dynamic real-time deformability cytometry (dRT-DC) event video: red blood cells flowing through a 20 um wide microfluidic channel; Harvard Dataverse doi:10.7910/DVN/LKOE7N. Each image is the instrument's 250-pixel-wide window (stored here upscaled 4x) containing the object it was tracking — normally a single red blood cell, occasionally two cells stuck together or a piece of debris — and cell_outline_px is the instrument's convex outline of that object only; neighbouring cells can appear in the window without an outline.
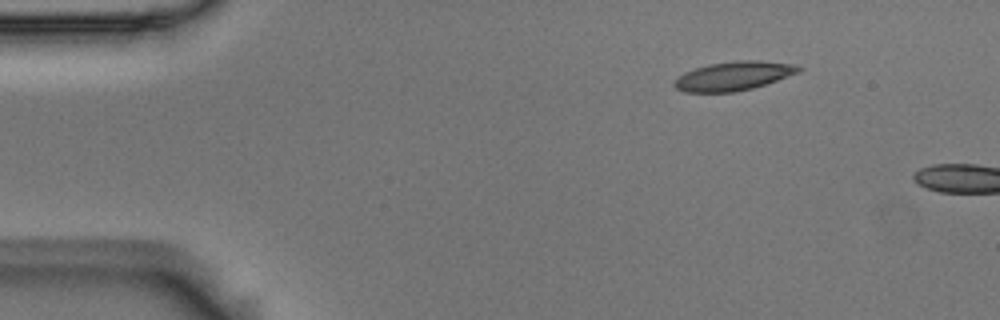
{"species": "Egyptian fruit bat (a non-hibernating species)", "species_latin": "Rousettus aegyptiacus", "temperature_condition": "room temperature", "stored_images_in_passage": 3, "camera_frame_rate_fps": 3000, "um_per_image_px": 0.085, "animal": {"sex": "male"}, "frame": {"image": 1, "passage_image": 1, "time_ms": 0.0, "image_size_px": [1000, 320], "cell_outline_px": [[804, 68], [800, 72], [752, 88], [736, 92], [684, 92], [676, 88], [672, 84], [672, 80], [684, 72], [708, 64], [740, 60], [760, 60], [796, 64]], "centroid_in_image_um": [62.34, 6.45], "position_along_channel_um": 22.7, "area_um2": 21.1}}